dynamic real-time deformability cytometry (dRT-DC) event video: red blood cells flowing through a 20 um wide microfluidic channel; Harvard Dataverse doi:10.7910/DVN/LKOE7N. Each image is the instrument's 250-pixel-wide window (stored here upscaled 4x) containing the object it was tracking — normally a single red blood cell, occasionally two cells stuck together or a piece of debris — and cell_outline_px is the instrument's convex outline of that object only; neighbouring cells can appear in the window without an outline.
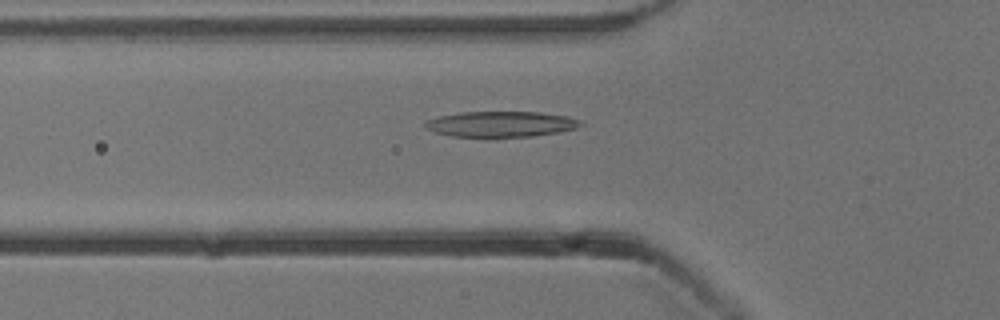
{"species": "common noctule bat (a hibernating species)", "species_latin": "Nyctalus noctula", "temperature_condition": "cold", "stored_images_in_passage": 44, "camera_frame_rate_fps": 3000, "um_per_image_px": 0.085, "animal": {"sex": "male", "body_mass_g": 13.3}, "frame": {"image": 1, "passage_image": 9, "time_ms": 2.667, "image_size_px": [1000, 320], "cell_outline_px": [[584, 124], [576, 128], [560, 132], [532, 136], [488, 140], [448, 136], [436, 132], [428, 128], [424, 124], [424, 120], [440, 116], [460, 112], [540, 112], [568, 116], [580, 120]], "centroid_in_image_um": [42.56, 10.59], "position_along_channel_um": 83.2, "area_um2": 24.28}}
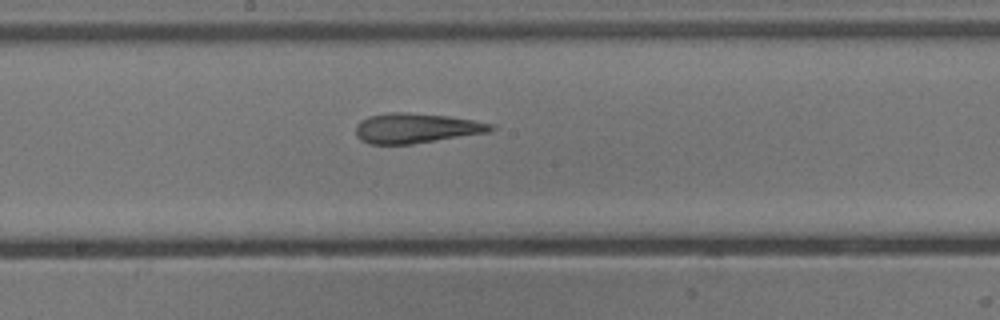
{"frame": {"image": 2, "passage_image": 19, "time_ms": 6.0, "image_size_px": [1000, 320], "cell_outline_px": [[496, 128], [488, 132], [412, 144], [368, 144], [360, 140], [356, 136], [356, 124], [360, 120], [368, 116], [388, 112], [408, 112], [448, 116], [472, 120], [492, 124]], "centroid_in_image_um": [35.31, 10.89], "position_along_channel_um": 212.9, "area_um2": 23.58}}
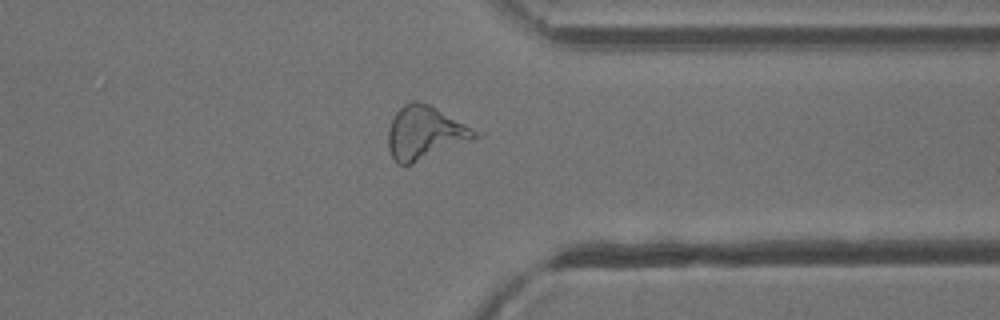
{"frame": {"image": 3, "passage_image": 32, "time_ms": 10.333, "image_size_px": [1000, 320], "cell_outline_px": [[484, 136], [476, 140], [412, 164], [396, 164], [388, 148], [388, 128], [396, 112], [404, 104], [412, 100], [416, 100], [428, 104], [484, 132]], "centroid_in_image_um": [36.22, 11.3], "position_along_channel_um": 375.2, "area_um2": 27.69}, "authors_computed_cell_mechanics": {"area_um2": 24.5072, "velocity_mm_per_s": 3.8562, "shape_relaxation_time_tau1_ms": 4.6792, "shape_relaxation_time_tau2_ms": 5.0177, "deformation_change_tau1": 0.1144, "deformation_change_tau2": 0.1922}}